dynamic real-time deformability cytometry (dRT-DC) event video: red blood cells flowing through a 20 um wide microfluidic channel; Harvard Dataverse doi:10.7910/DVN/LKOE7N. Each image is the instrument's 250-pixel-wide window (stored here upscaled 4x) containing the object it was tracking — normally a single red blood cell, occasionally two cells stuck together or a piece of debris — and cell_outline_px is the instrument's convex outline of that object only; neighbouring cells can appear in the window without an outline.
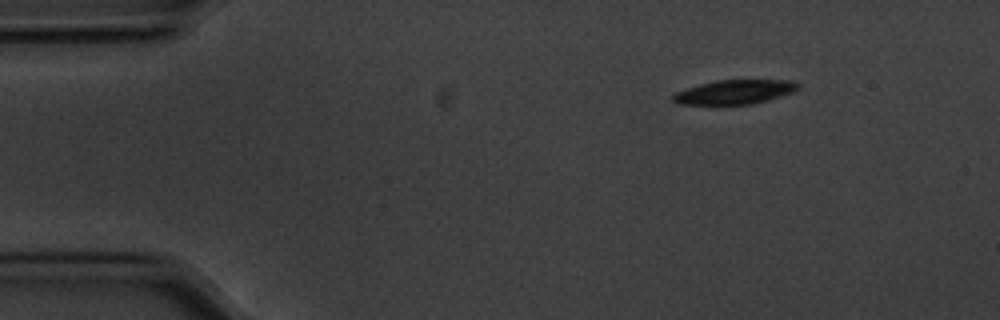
{"species": "common noctule bat (a hibernating species)", "species_latin": "Nyctalus noctula", "temperature_condition": "cold", "stored_images_in_passage": 50, "camera_frame_rate_fps": 3000, "um_per_image_px": 0.085, "animal": {"sex": "male", "body_mass_g": 20.1, "forearm_length_mm": 53.5}, "frame": {"image": 1, "passage_image": 1, "time_ms": 0.0, "image_size_px": [1000, 320], "cell_outline_px": [[800, 88], [792, 92], [768, 100], [752, 104], [676, 104], [672, 100], [672, 96], [676, 92], [700, 84], [716, 80], [792, 80], [800, 84]], "centroid_in_image_um": [62.46, 7.81], "position_along_channel_um": 22.5, "area_um2": 17.57}}
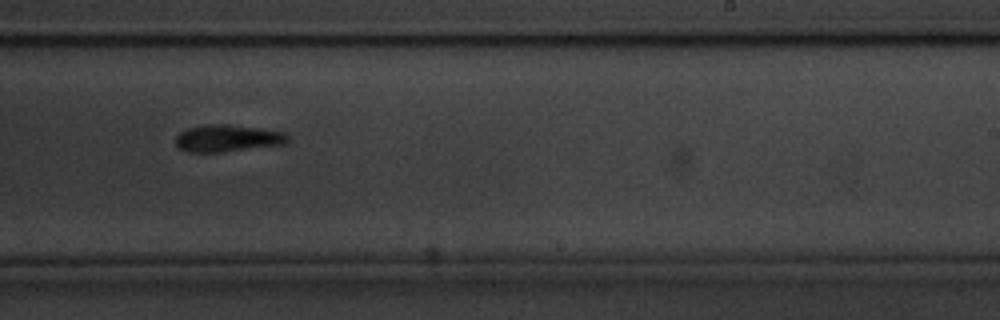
{"frame": {"image": 2, "passage_image": 28, "time_ms": 9.0, "image_size_px": [1000, 320], "cell_outline_px": [[292, 136], [284, 144], [220, 152], [188, 152], [180, 148], [176, 144], [176, 136], [180, 132], [188, 128], [208, 124], [228, 124], [284, 132]], "centroid_in_image_um": [19.35, 11.75], "position_along_channel_um": 269.7, "area_um2": 17.51}}
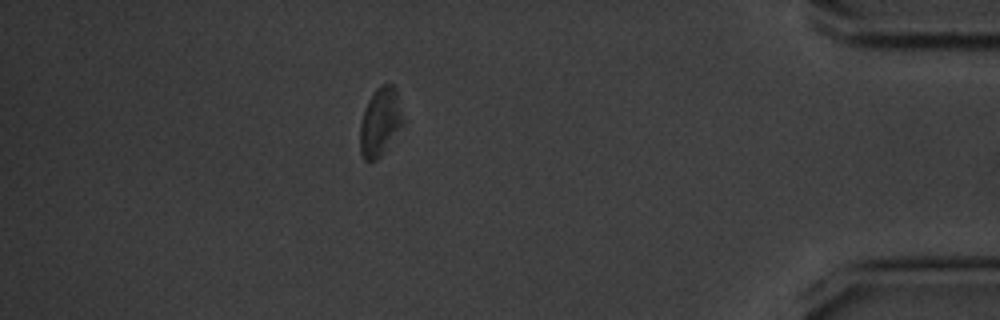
{"frame": {"image": 3, "passage_image": 43, "time_ms": 14.0, "image_size_px": [1000, 320], "cell_outline_px": [[404, 124], [380, 156], [376, 160], [364, 160], [360, 152], [360, 124], [364, 108], [368, 100], [376, 88], [380, 84], [392, 84], [396, 88], [404, 120]], "centroid_in_image_um": [32.31, 10.34], "position_along_channel_um": 402.9, "area_um2": 17.17}, "authors_computed_cell_mechanics": {"area_um2": 18.3226, "velocity_mm_per_s": 3.5322, "shape_relaxation_time_tau1_ms": 1.6498, "shape_relaxation_time_tau2_ms": null, "deformation_change_tau1": 0.1097, "deformation_change_tau2": null}}